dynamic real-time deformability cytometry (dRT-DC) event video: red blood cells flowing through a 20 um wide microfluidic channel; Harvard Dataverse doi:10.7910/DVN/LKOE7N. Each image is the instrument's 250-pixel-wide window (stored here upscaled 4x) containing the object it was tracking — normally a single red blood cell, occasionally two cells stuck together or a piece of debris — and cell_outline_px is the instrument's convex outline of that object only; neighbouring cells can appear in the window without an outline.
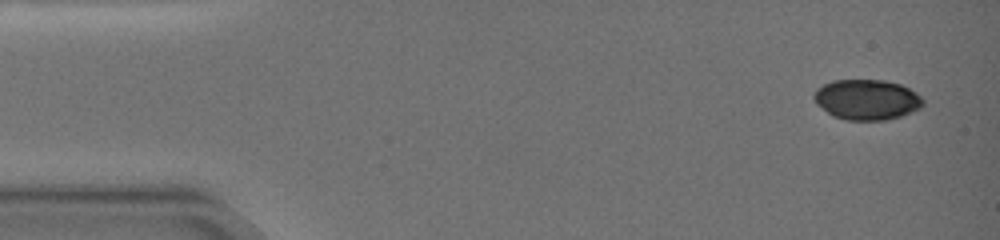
{"species": "common noctule bat (a hibernating species)", "species_latin": "Nyctalus noctula", "temperature_condition": "warm", "stored_images_in_passage": 8, "camera_frame_rate_fps": 3000, "um_per_image_px": 0.085, "animal": {"sex": "female", "body_mass_g": 19.0, "forearm_length_mm": 51.5}, "frame": {"image": 1, "passage_image": 1, "time_ms": 0.0, "image_size_px": [1000, 240], "cell_outline_px": [[924, 104], [920, 108], [900, 116], [888, 120], [848, 120], [832, 116], [816, 104], [812, 96], [816, 88], [832, 80], [884, 80], [900, 84], [916, 92], [924, 100]], "centroid_in_image_um": [73.65, 8.46], "position_along_channel_um": 11.3, "area_um2": 25.78}}
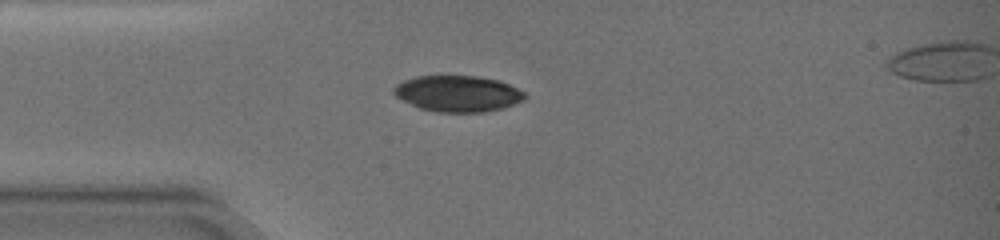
{"frame": {"image": 2, "passage_image": 6, "time_ms": 4.0, "image_size_px": [1000, 240], "cell_outline_px": [[528, 96], [524, 100], [504, 108], [484, 112], [436, 112], [420, 108], [396, 96], [392, 92], [392, 88], [396, 84], [404, 80], [416, 76], [480, 76], [500, 80], [524, 92]], "centroid_in_image_um": [38.93, 7.95], "position_along_channel_um": 46.1, "area_um2": 27.69}}